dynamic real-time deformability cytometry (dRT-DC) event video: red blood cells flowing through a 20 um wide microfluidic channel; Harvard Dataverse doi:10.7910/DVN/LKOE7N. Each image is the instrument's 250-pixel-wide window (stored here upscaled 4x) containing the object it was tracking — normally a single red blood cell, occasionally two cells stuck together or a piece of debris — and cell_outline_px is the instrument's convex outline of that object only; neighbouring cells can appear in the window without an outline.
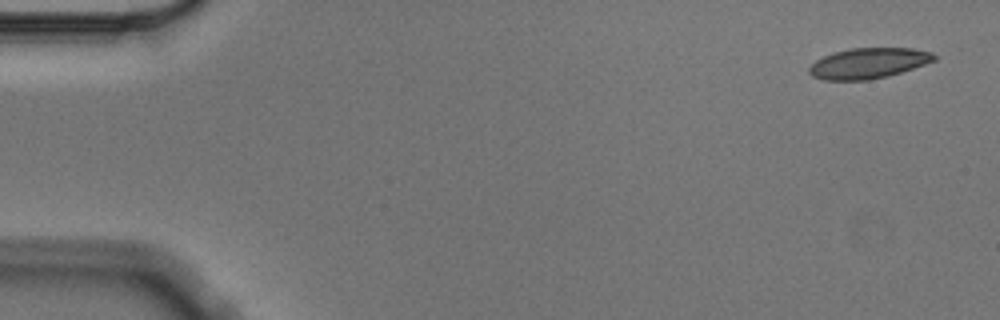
{"species": "Egyptian fruit bat (a non-hibernating species)", "species_latin": "Rousettus aegyptiacus", "temperature_condition": "cold", "stored_images_in_passage": 10, "camera_frame_rate_fps": 3000, "um_per_image_px": 0.085, "animal": {"sex": "male"}, "frame": {"image": 1, "passage_image": 1, "time_ms": 0.0, "image_size_px": [1000, 320], "cell_outline_px": [[936, 60], [888, 76], [868, 80], [824, 80], [812, 76], [808, 72], [808, 68], [816, 60], [832, 52], [852, 48], [912, 48], [932, 52], [936, 56]], "centroid_in_image_um": [73.79, 5.37], "position_along_channel_um": 11.2, "area_um2": 22.2}}
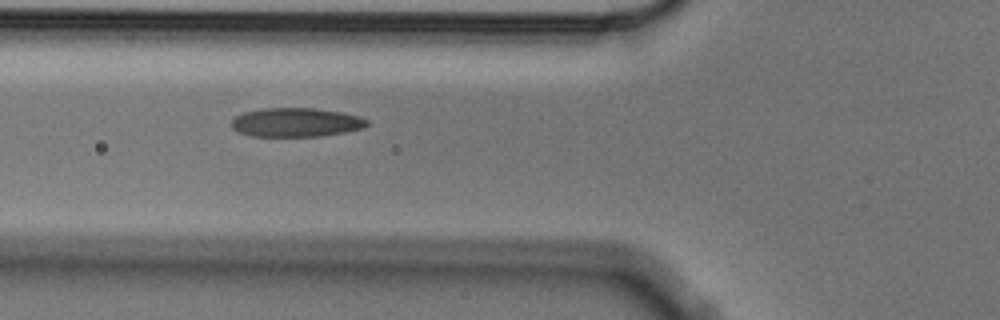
{"frame": {"image": 2, "passage_image": 6, "time_ms": 1.667, "image_size_px": [1000, 320], "cell_outline_px": [[368, 124], [364, 128], [344, 132], [320, 136], [252, 136], [236, 132], [232, 128], [232, 120], [236, 116], [244, 112], [260, 108], [316, 108], [340, 112], [360, 116], [368, 120]], "centroid_in_image_um": [25.15, 10.4], "position_along_channel_um": 100.7, "area_um2": 22.95}}
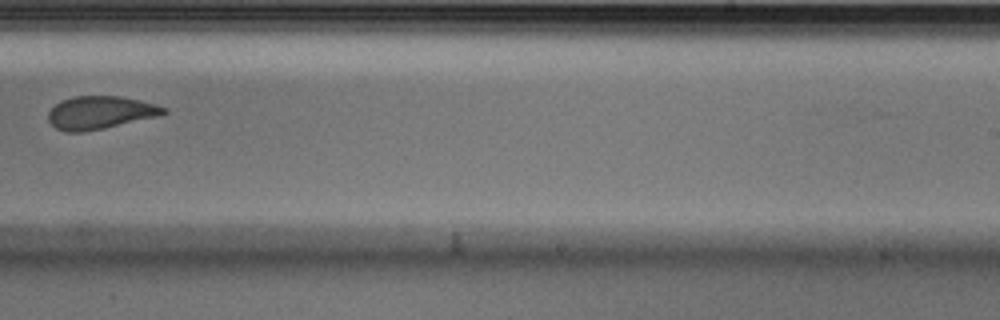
{"frame": {"image": 3, "passage_image": 10, "time_ms": 3.0, "image_size_px": [1000, 320], "cell_outline_px": [[168, 112], [160, 116], [104, 128], [84, 132], [64, 132], [56, 128], [48, 120], [48, 112], [60, 100], [72, 96], [120, 96], [140, 100], [156, 104], [168, 108]], "centroid_in_image_um": [8.53, 9.57], "position_along_channel_um": 280.5, "area_um2": 22.37}}